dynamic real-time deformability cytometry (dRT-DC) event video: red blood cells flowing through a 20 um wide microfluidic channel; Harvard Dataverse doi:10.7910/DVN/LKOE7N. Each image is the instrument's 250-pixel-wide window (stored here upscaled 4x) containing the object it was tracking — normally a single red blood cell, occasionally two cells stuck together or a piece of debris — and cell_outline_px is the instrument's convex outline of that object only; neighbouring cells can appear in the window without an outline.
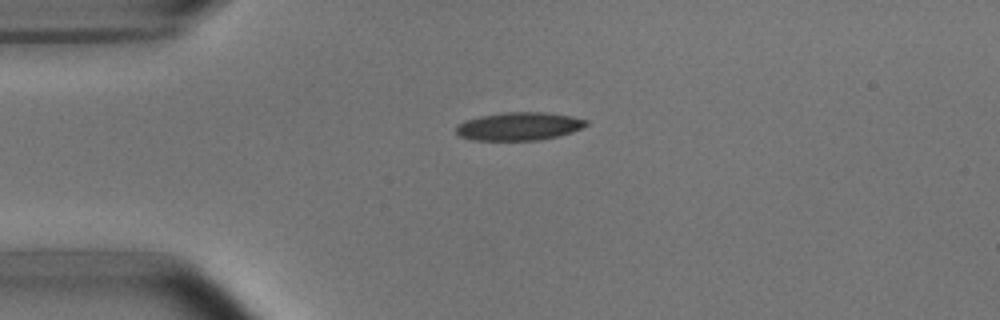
{"species": "common noctule bat (a hibernating species)", "species_latin": "Nyctalus noctula", "temperature_condition": "room temperature", "stored_images_in_passage": 41, "camera_frame_rate_fps": 3000, "um_per_image_px": 0.085, "animal": {"sex": "male", "body_mass_g": 15.6}, "frame": {"image": 1, "passage_image": 1, "time_ms": 0.0, "image_size_px": [1000, 320], "cell_outline_px": [[588, 124], [572, 132], [556, 136], [536, 140], [472, 140], [460, 136], [456, 132], [456, 128], [464, 120], [480, 116], [508, 112], [544, 112], [572, 116], [588, 120]], "centroid_in_image_um": [44.11, 10.73], "position_along_channel_um": 40.9, "area_um2": 21.1}}
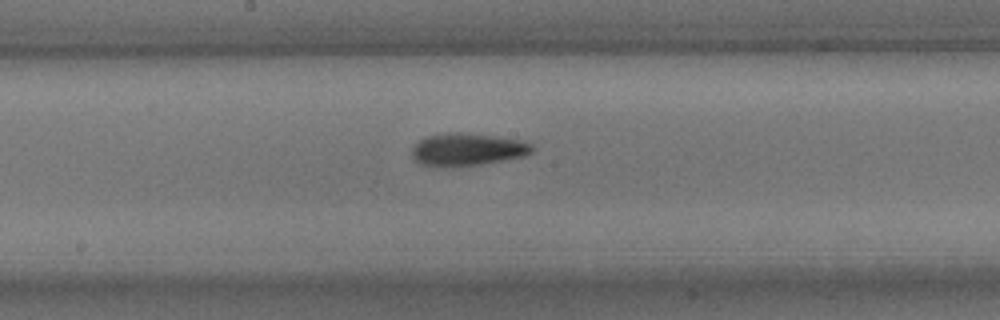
{"frame": {"image": 2, "passage_image": 16, "time_ms": 5.0, "image_size_px": [1000, 320], "cell_outline_px": [[536, 148], [532, 152], [524, 156], [480, 164], [452, 168], [432, 168], [420, 164], [412, 156], [412, 148], [424, 136], [448, 132], [456, 132], [492, 136], [524, 140], [532, 144]], "centroid_in_image_um": [39.69, 12.73], "position_along_channel_um": 208.5, "area_um2": 23.24}}
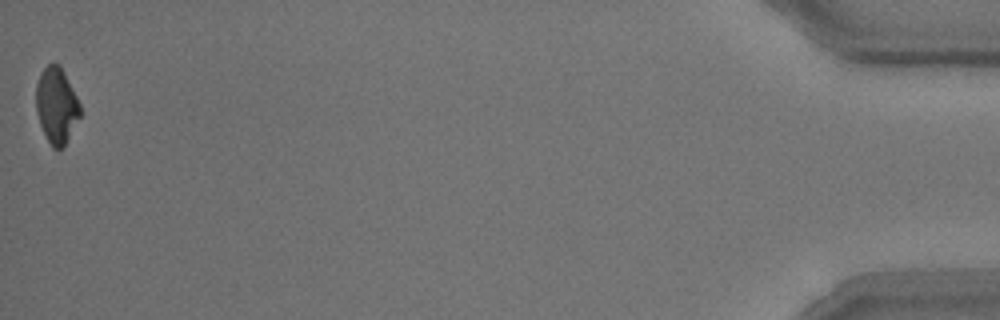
{"frame": {"image": 3, "passage_image": 41, "time_ms": 13.333, "image_size_px": [1000, 320], "cell_outline_px": [[80, 116], [64, 148], [52, 148], [40, 124], [36, 112], [36, 84], [40, 72], [48, 64], [60, 64], [80, 104]], "centroid_in_image_um": [4.79, 8.96], "position_along_channel_um": 430.4, "area_um2": 19.42}, "authors_computed_cell_mechanics": {"area_um2": 21.2704, "velocity_mm_per_s": 3.7951, "shape_relaxation_time_tau1_ms": 4.4939, "shape_relaxation_time_tau2_ms": 3.6106, "deformation_change_tau1": 0.1499, "deformation_change_tau2": 0.1228}}